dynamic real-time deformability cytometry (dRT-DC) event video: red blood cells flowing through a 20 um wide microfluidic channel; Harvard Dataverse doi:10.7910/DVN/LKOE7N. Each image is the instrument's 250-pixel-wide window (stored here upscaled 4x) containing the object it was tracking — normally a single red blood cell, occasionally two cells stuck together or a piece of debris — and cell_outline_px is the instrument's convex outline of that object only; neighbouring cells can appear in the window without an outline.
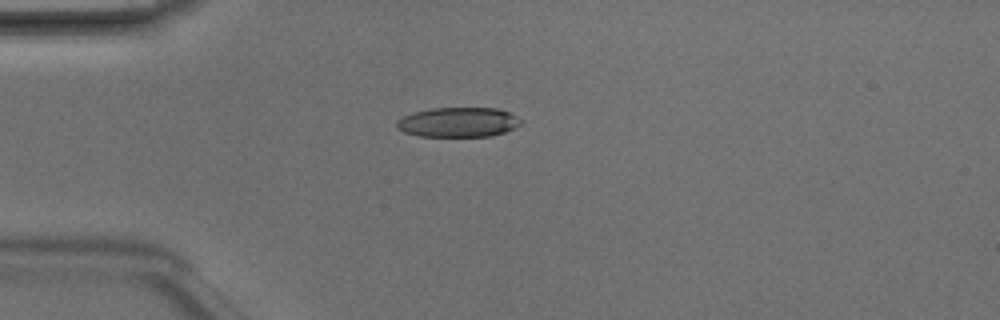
{"species": "Egyptian fruit bat (a non-hibernating species)", "species_latin": "Rousettus aegyptiacus", "temperature_condition": "room temperature", "stored_images_in_passage": 4, "camera_frame_rate_fps": 3000, "um_per_image_px": 0.085, "animal": {"sex": "male"}, "frame": {"image": 1, "passage_image": 3, "time_ms": 0.667, "image_size_px": [1000, 320], "cell_outline_px": [[524, 120], [520, 124], [504, 132], [492, 136], [420, 136], [404, 132], [396, 128], [396, 120], [412, 112], [432, 108], [496, 108], [508, 112]], "centroid_in_image_um": [38.92, 10.38], "position_along_channel_um": 46.1, "area_um2": 21.5}}